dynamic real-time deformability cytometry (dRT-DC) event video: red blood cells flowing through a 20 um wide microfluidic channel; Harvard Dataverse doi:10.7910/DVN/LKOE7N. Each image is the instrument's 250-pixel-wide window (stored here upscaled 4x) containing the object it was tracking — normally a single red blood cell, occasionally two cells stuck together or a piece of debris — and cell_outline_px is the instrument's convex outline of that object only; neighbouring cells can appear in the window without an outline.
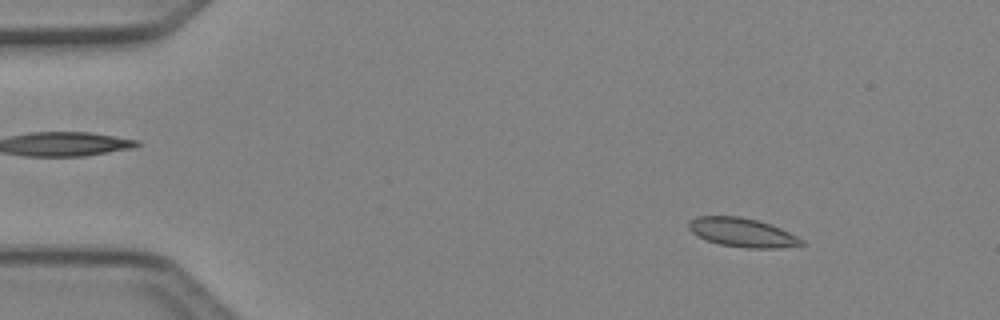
{"species": "Egyptian fruit bat (a non-hibernating species)", "species_latin": "Rousettus aegyptiacus", "temperature_condition": "cold", "stored_images_in_passage": 3, "camera_frame_rate_fps": 3000, "um_per_image_px": 0.085, "animal": {"sex": "female"}, "frame": {"image": 1, "passage_image": 1, "time_ms": 0.0, "image_size_px": [1000, 320], "cell_outline_px": [[808, 244], [776, 248], [748, 248], [720, 244], [708, 240], [692, 232], [688, 228], [688, 224], [696, 216], [740, 216], [756, 220], [780, 228], [804, 240]], "centroid_in_image_um": [63.12, 19.76], "position_along_channel_um": 21.9, "area_um2": 18.73}}